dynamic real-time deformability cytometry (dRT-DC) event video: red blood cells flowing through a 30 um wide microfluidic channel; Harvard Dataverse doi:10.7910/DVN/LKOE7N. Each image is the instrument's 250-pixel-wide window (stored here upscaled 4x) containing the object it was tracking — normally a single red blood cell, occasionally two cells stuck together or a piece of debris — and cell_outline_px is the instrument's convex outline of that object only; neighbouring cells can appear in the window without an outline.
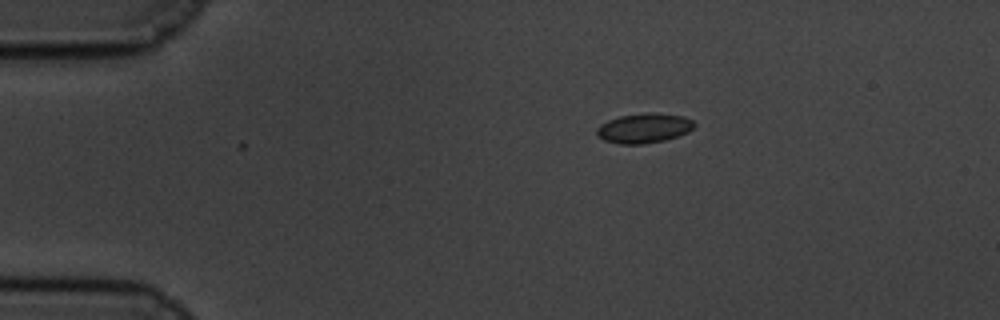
{"species": "common noctule bat (a hibernating species)", "species_latin": "Nyctalus noctula", "temperature_condition": "cold", "stored_images_in_passage": 43, "camera_frame_rate_fps": 3000, "um_per_image_px": 0.085, "animal": {"sex": "male", "body_mass_g": 19.5, "forearm_length_mm": 54.6}, "frame": {"image": 1, "passage_image": 1, "time_ms": 0.0, "image_size_px": [1000, 320], "cell_outline_px": [[696, 124], [688, 132], [664, 140], [644, 144], [620, 144], [604, 140], [596, 136], [596, 128], [600, 124], [608, 120], [620, 116], [684, 116], [692, 120]], "centroid_in_image_um": [54.67, 10.96], "position_along_channel_um": 30.3, "area_um2": 15.95}}
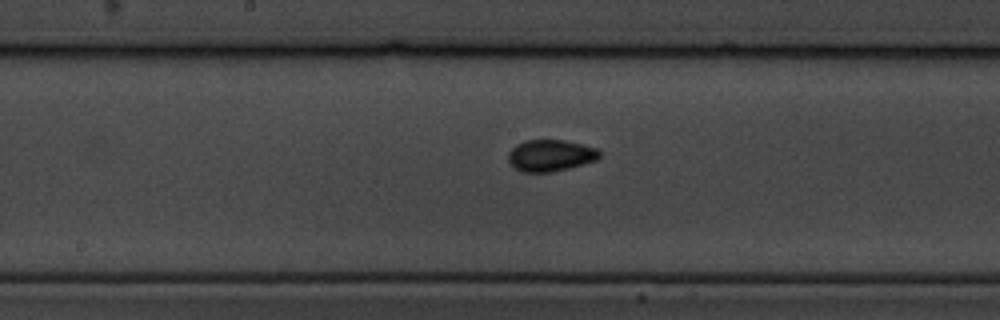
{"frame": {"image": 2, "passage_image": 21, "time_ms": 6.667, "image_size_px": [1000, 320], "cell_outline_px": [[604, 152], [596, 160], [584, 164], [552, 172], [524, 172], [516, 168], [508, 160], [508, 152], [516, 144], [524, 140], [564, 140], [584, 144], [596, 148]], "centroid_in_image_um": [46.82, 13.2], "position_along_channel_um": 201.4, "area_um2": 16.94}}
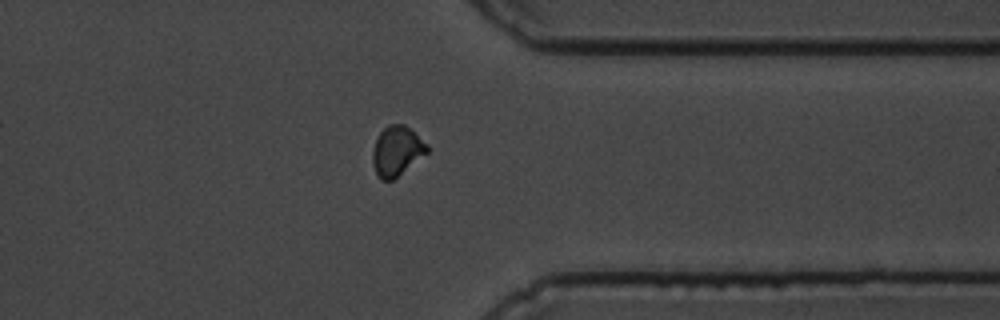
{"frame": {"image": 3, "passage_image": 37, "time_ms": 12.0, "image_size_px": [1000, 320], "cell_outline_px": [[428, 152], [392, 180], [380, 180], [372, 164], [372, 152], [376, 140], [380, 132], [388, 124], [404, 124], [428, 144]], "centroid_in_image_um": [33.71, 12.83], "position_along_channel_um": 377.7, "area_um2": 15.61}, "authors_computed_cell_mechanics": {"area_um2": 16.184, "velocity_mm_per_s": 3.3827, "shape_relaxation_time_tau1_ms": 4.2372, "shape_relaxation_time_tau2_ms": null, "deformation_change_tau1": 0.0816, "deformation_change_tau2": null}}